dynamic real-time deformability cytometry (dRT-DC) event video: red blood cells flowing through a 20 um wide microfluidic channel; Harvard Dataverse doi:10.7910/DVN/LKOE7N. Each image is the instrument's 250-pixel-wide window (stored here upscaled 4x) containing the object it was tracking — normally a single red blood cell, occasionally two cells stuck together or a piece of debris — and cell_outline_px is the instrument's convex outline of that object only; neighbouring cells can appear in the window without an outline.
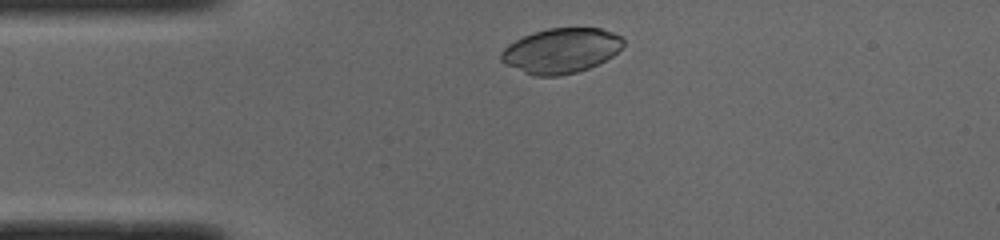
{"species": "common noctule bat (a hibernating species)", "species_latin": "Nyctalus noctula", "temperature_condition": "cold", "stored_images_in_passage": 32, "camera_frame_rate_fps": 3000, "um_per_image_px": 0.085, "animal": {"sex": "male", "body_mass_g": 19.0, "forearm_length_mm": 50.8}, "frame": {"image": 1, "passage_image": 1, "time_ms": 0.0, "image_size_px": [1000, 240], "cell_outline_px": [[624, 44], [612, 56], [588, 68], [576, 72], [560, 76], [532, 76], [504, 64], [500, 60], [500, 52], [508, 44], [524, 36], [548, 28], [600, 28], [612, 32], [620, 36], [624, 40]], "centroid_in_image_um": [47.65, 4.31], "position_along_channel_um": 37.3, "area_um2": 31.91}}
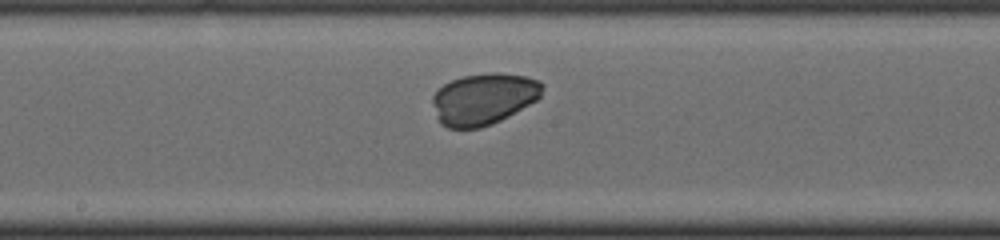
{"frame": {"image": 2, "passage_image": 16, "time_ms": 5.0, "image_size_px": [1000, 240], "cell_outline_px": [[544, 88], [540, 96], [536, 100], [508, 116], [492, 124], [480, 128], [448, 128], [440, 124], [436, 116], [432, 100], [432, 96], [444, 84], [452, 80], [464, 76], [492, 72], [496, 72], [524, 76], [540, 80], [544, 84]], "centroid_in_image_um": [41.11, 8.41], "position_along_channel_um": 207.1, "area_um2": 32.89}}
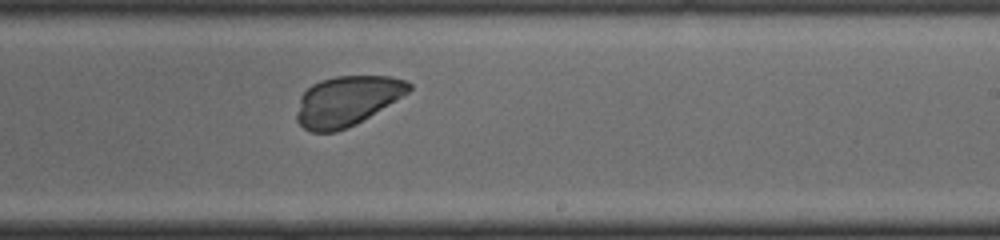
{"frame": {"image": 3, "passage_image": 20, "time_ms": 6.333, "image_size_px": [1000, 240], "cell_outline_px": [[412, 88], [408, 92], [356, 124], [348, 128], [336, 132], [312, 132], [304, 128], [296, 120], [296, 112], [300, 96], [312, 84], [320, 80], [336, 76], [388, 76], [404, 80], [412, 84]], "centroid_in_image_um": [29.45, 8.58], "position_along_channel_um": 259.5, "area_um2": 32.43}}